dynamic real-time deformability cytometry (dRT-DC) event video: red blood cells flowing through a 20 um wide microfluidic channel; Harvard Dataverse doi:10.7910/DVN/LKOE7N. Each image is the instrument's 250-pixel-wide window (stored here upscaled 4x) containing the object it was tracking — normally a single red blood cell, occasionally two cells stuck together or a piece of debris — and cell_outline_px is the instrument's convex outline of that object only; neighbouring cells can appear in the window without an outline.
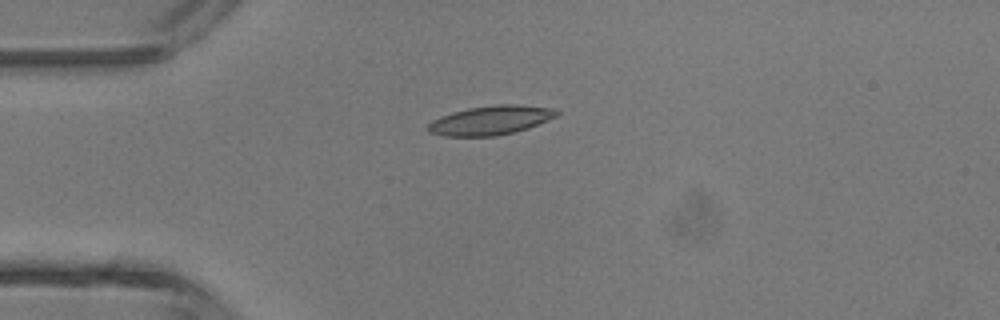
{"species": "common noctule bat (a hibernating species)", "species_latin": "Nyctalus noctula", "temperature_condition": "room temperature", "stored_images_in_passage": 3, "camera_frame_rate_fps": 3000, "um_per_image_px": 0.085, "animal": {"sex": "male", "body_mass_g": 13.3}, "frame": {"image": 1, "passage_image": 3, "time_ms": 2.333, "image_size_px": [1000, 320], "cell_outline_px": [[560, 112], [556, 116], [528, 128], [496, 136], [444, 136], [428, 132], [424, 128], [432, 120], [440, 116], [452, 112], [468, 108], [496, 104], [516, 104], [548, 108]], "centroid_in_image_um": [41.61, 10.23], "position_along_channel_um": 43.4, "area_um2": 21.73}}